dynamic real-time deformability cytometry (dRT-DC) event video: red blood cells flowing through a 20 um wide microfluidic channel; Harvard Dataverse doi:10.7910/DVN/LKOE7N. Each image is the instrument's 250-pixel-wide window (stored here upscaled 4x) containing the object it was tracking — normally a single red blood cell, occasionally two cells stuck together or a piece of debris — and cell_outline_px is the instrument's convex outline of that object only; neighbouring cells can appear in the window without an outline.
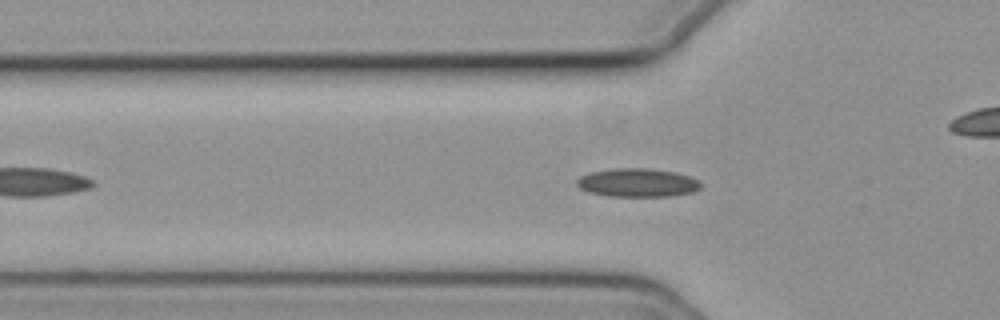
{"species": "common noctule bat (a hibernating species)", "species_latin": "Nyctalus noctula", "temperature_condition": "cold", "stored_images_in_passage": 49, "camera_frame_rate_fps": 3000, "um_per_image_px": 0.085, "animal": {"sex": "female", "body_mass_g": 19.3, "forearm_length_mm": 54.1}, "frame": {"image": 1, "passage_image": 10, "time_ms": 3.0, "image_size_px": [1000, 320], "cell_outline_px": [[700, 188], [692, 192], [672, 196], [608, 196], [588, 192], [580, 188], [576, 184], [576, 180], [580, 176], [592, 172], [616, 168], [648, 168], [676, 172], [700, 180]], "centroid_in_image_um": [54.18, 15.53], "position_along_channel_um": 71.6, "area_um2": 20.58}}
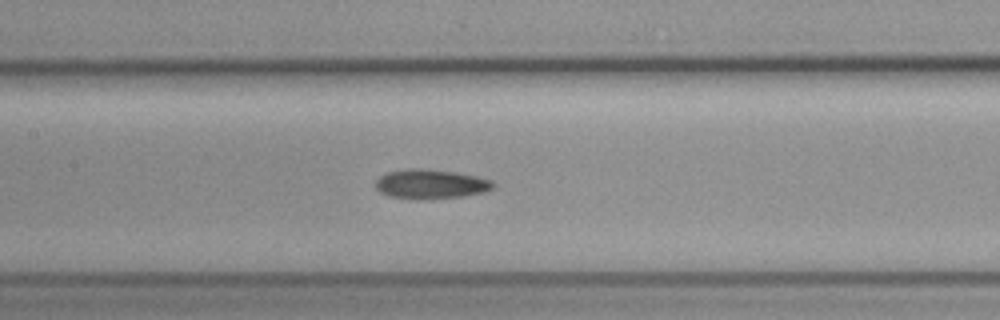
{"frame": {"image": 2, "passage_image": 18, "time_ms": 5.667, "image_size_px": [1000, 320], "cell_outline_px": [[496, 184], [492, 188], [484, 192], [460, 196], [420, 200], [388, 196], [380, 192], [376, 188], [376, 180], [380, 176], [388, 172], [408, 168], [424, 168], [452, 172], [476, 176], [492, 180]], "centroid_in_image_um": [36.59, 15.65], "position_along_channel_um": 170.8, "area_um2": 20.11}}
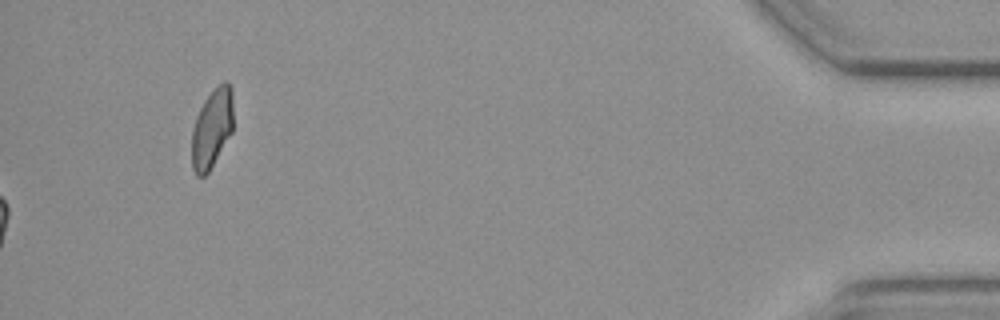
{"frame": {"image": 3, "passage_image": 49, "time_ms": 16.0, "image_size_px": [1000, 320], "cell_outline_px": [[232, 132], [208, 172], [204, 176], [196, 176], [192, 168], [192, 128], [196, 116], [204, 100], [224, 80], [228, 80], [232, 88]], "centroid_in_image_um": [18.01, 10.91], "position_along_channel_um": 417.2, "area_um2": 19.02}}